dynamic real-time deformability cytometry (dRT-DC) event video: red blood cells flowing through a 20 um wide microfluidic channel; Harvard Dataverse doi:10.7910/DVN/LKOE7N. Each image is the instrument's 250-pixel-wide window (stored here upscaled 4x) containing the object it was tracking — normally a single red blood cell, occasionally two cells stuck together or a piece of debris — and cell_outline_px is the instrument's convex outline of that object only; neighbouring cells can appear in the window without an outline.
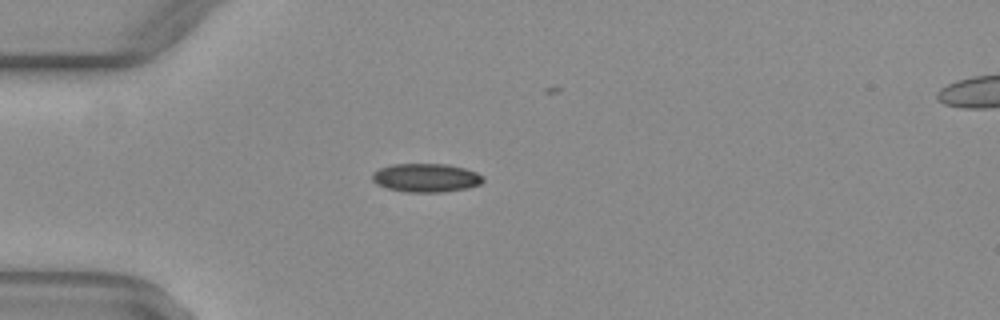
{"species": "common noctule bat (a hibernating species)", "species_latin": "Nyctalus noctula", "temperature_condition": "warm", "stored_images_in_passage": 27, "camera_frame_rate_fps": 3000, "um_per_image_px": 0.085, "animal": {"sex": "female", "body_mass_g": 29.2, "forearm_length_mm": 56.3}, "frame": {"image": 1, "passage_image": 1, "time_ms": 0.0, "image_size_px": [1000, 320], "cell_outline_px": [[484, 180], [480, 184], [468, 188], [444, 192], [404, 192], [388, 188], [376, 184], [372, 180], [372, 172], [380, 168], [392, 164], [448, 164], [464, 168], [476, 172], [484, 176]], "centroid_in_image_um": [36.21, 15.11], "position_along_channel_um": 48.8, "area_um2": 18.61}}
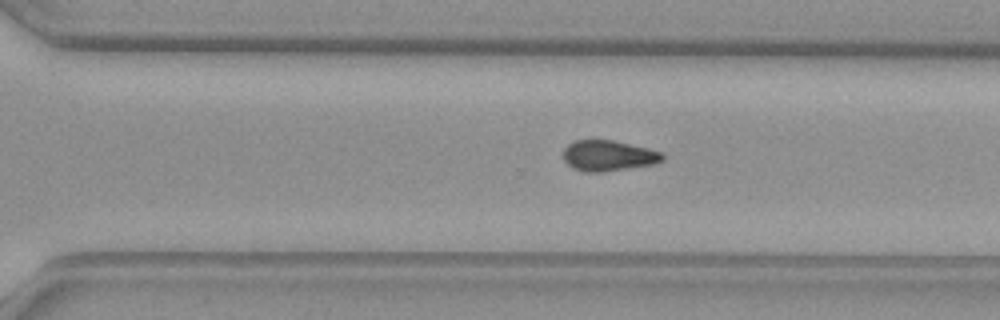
{"frame": {"image": 2, "passage_image": 22, "time_ms": 7.0, "image_size_px": [1000, 320], "cell_outline_px": [[664, 160], [656, 164], [604, 172], [584, 172], [572, 168], [564, 160], [564, 148], [568, 144], [576, 140], [612, 140], [648, 148], [664, 152]], "centroid_in_image_um": [51.74, 13.24], "position_along_channel_um": 318.9, "area_um2": 17.92}}